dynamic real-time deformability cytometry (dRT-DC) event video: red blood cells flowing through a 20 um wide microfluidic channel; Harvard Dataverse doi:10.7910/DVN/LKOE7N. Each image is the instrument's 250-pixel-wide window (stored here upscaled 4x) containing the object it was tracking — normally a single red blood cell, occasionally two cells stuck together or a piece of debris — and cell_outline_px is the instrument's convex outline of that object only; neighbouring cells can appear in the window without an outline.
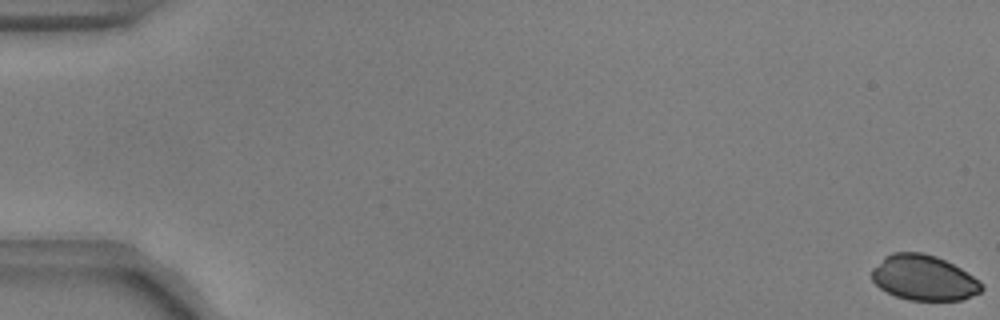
{"species": "common noctule bat (a hibernating species)", "species_latin": "Nyctalus noctula", "temperature_condition": "warm", "stored_images_in_passage": 55, "camera_frame_rate_fps": 3000, "um_per_image_px": 0.085, "animal": {"sex": "male", "body_mass_g": 17.9, "forearm_length_mm": 54.2}, "frame": {"image": 1, "passage_image": 1, "time_ms": 0.0, "image_size_px": [1000, 320], "cell_outline_px": [[984, 288], [980, 292], [964, 300], [908, 300], [896, 296], [880, 288], [872, 280], [872, 268], [884, 256], [892, 252], [924, 252], [936, 256], [960, 268], [984, 284]], "centroid_in_image_um": [78.51, 23.61], "position_along_channel_um": 6.5, "area_um2": 29.02}}
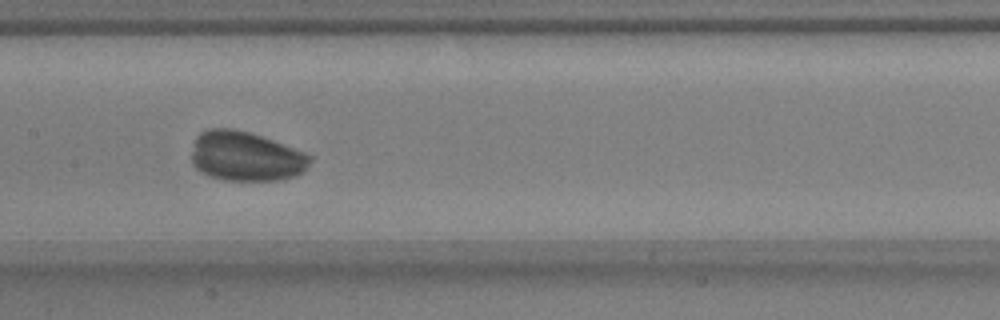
{"frame": {"image": 2, "passage_image": 29, "time_ms": 9.333, "image_size_px": [1000, 320], "cell_outline_px": [[312, 160], [304, 172], [296, 176], [280, 180], [220, 180], [208, 176], [200, 172], [192, 164], [192, 152], [196, 136], [200, 132], [208, 128], [232, 128], [248, 132], [272, 140], [304, 152], [312, 156]], "centroid_in_image_um": [20.88, 13.3], "position_along_channel_um": 186.5, "area_um2": 34.45}}
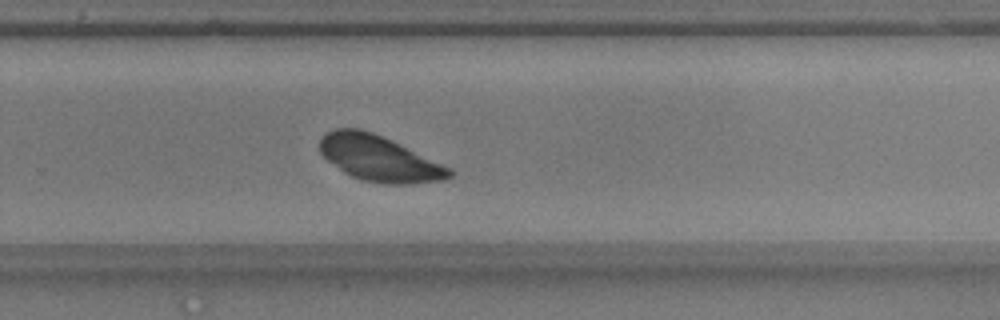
{"frame": {"image": 3, "passage_image": 38, "time_ms": 12.333, "image_size_px": [1000, 320], "cell_outline_px": [[452, 176], [444, 180], [408, 184], [384, 184], [364, 180], [352, 176], [344, 172], [328, 160], [320, 152], [320, 136], [336, 128], [360, 128], [372, 132], [452, 168]], "centroid_in_image_um": [32.22, 13.47], "position_along_channel_um": 297.6, "area_um2": 34.1}}